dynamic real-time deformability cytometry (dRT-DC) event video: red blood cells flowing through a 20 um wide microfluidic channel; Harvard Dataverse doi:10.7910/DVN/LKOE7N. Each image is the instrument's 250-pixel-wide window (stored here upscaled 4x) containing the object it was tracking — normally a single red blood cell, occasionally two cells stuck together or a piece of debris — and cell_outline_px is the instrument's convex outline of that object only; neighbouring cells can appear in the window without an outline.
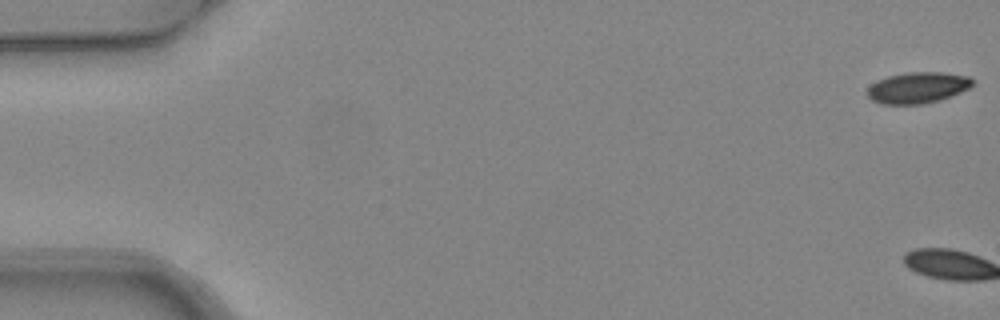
{"species": "common noctule bat (a hibernating species)", "species_latin": "Nyctalus noctula", "temperature_condition": "warm", "stored_images_in_passage": 8, "camera_frame_rate_fps": 3000, "um_per_image_px": 0.085, "animal": {"sex": "female", "body_mass_g": 24.6, "forearm_length_mm": 56.2}, "frame": {"image": 1, "passage_image": 1, "time_ms": 0.0, "image_size_px": [1000, 320], "cell_outline_px": [[972, 84], [968, 88], [960, 92], [936, 100], [920, 104], [880, 104], [872, 100], [868, 96], [868, 88], [876, 80], [888, 76], [908, 72], [940, 72], [968, 76], [972, 80]], "centroid_in_image_um": [77.95, 7.44], "position_along_channel_um": 7.1, "area_um2": 18.73}}
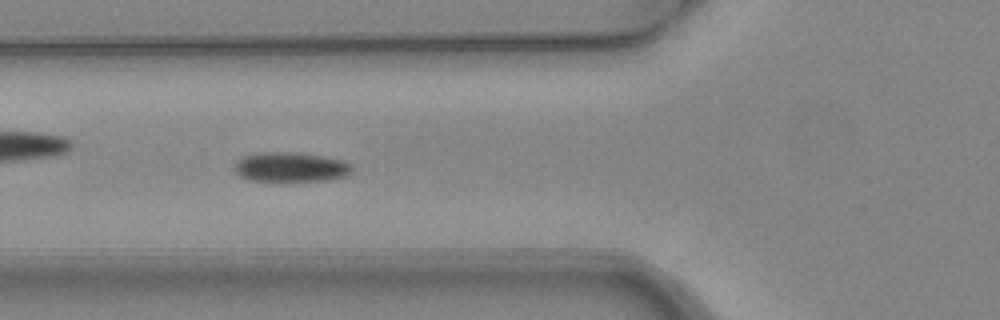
{"frame": {"image": 2, "passage_image": 7, "time_ms": 2.0, "image_size_px": [1000, 320], "cell_outline_px": [[352, 172], [344, 176], [328, 180], [248, 180], [240, 176], [232, 168], [236, 160], [244, 156], [256, 152], [292, 152], [324, 156], [344, 160], [352, 164]], "centroid_in_image_um": [24.69, 14.18], "position_along_channel_um": 101.1, "area_um2": 20.35}}
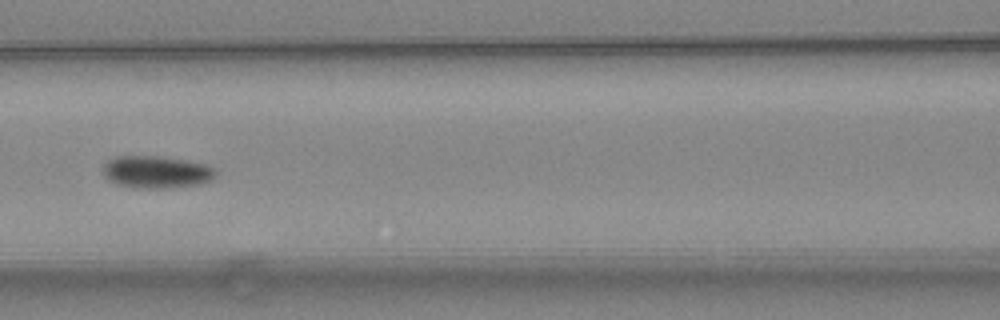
{"frame": {"image": 3, "passage_image": 8, "time_ms": 2.333, "image_size_px": [1000, 320], "cell_outline_px": [[216, 176], [212, 180], [200, 184], [168, 188], [136, 188], [116, 184], [108, 180], [100, 172], [104, 164], [108, 160], [116, 156], [156, 156], [184, 160], [208, 164], [216, 168]], "centroid_in_image_um": [13.28, 14.62], "position_along_channel_um": 153.3, "area_um2": 21.56}}